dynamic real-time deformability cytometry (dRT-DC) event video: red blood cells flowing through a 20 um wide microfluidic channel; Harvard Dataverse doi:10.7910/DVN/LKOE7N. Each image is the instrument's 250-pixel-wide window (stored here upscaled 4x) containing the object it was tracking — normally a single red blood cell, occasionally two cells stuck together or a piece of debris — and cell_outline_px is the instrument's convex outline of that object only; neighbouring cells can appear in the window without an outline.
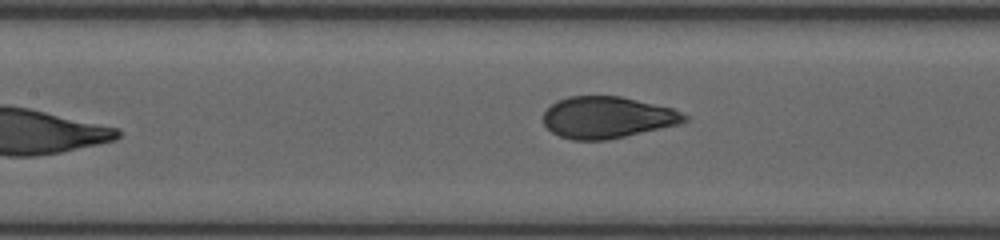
{"species": "human", "species_latin": "Homo sapiens", "temperature_condition": "room temperature", "stored_images_in_passage": 28, "camera_frame_rate_fps": 3000, "um_per_image_px": 0.085, "donor": {"sex": "female"}, "frame": {"image": 1, "passage_image": 28, "time_ms": 9.0, "image_size_px": [1000, 240], "cell_outline_px": [[688, 120], [680, 124], [608, 140], [572, 140], [560, 136], [552, 132], [544, 124], [544, 112], [556, 100], [568, 96], [620, 96], [672, 108], [688, 116]], "centroid_in_image_um": [51.62, 9.98], "position_along_channel_um": 155.8, "area_um2": 34.22}}